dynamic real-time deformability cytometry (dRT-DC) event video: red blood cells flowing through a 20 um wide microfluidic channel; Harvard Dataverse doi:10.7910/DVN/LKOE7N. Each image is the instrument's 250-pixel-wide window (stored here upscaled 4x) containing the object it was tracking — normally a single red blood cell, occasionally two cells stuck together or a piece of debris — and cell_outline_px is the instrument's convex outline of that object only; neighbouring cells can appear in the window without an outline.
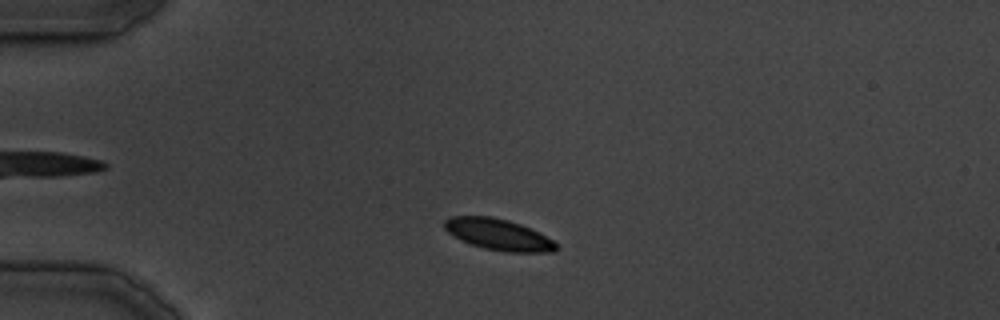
{"species": "common noctule bat (a hibernating species)", "species_latin": "Nyctalus noctula", "temperature_condition": "cold", "stored_images_in_passage": 35, "camera_frame_rate_fps": 3000, "um_per_image_px": 0.085, "animal": {"sex": "male", "body_mass_g": 19.5, "forearm_length_mm": 54.6}, "frame": {"image": 1, "passage_image": 6, "time_ms": 5.333, "image_size_px": [1000, 320], "cell_outline_px": [[560, 248], [556, 252], [504, 252], [484, 248], [460, 240], [448, 232], [444, 228], [444, 220], [452, 216], [492, 216], [508, 220], [520, 224], [540, 232], [552, 240]], "centroid_in_image_um": [42.39, 19.94], "position_along_channel_um": 42.6, "area_um2": 20.46}}
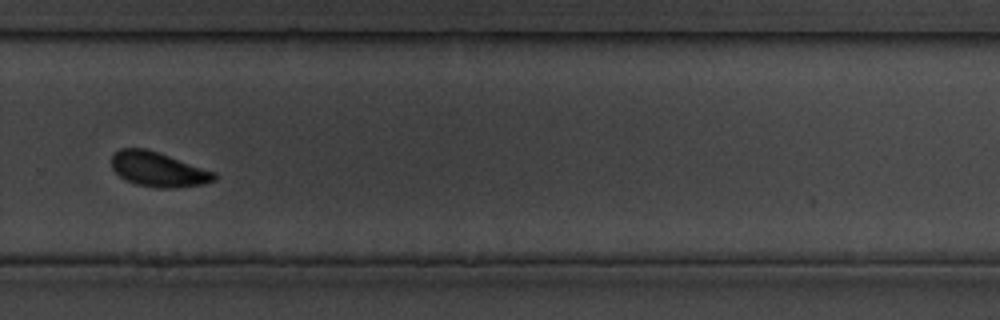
{"frame": {"image": 2, "passage_image": 24, "time_ms": 26.667, "image_size_px": [1000, 320], "cell_outline_px": [[216, 180], [200, 184], [168, 188], [160, 188], [136, 184], [120, 176], [112, 168], [112, 156], [120, 148], [144, 148], [160, 152], [216, 172]], "centroid_in_image_um": [13.46, 14.37], "position_along_channel_um": 316.3, "area_um2": 20.58}}
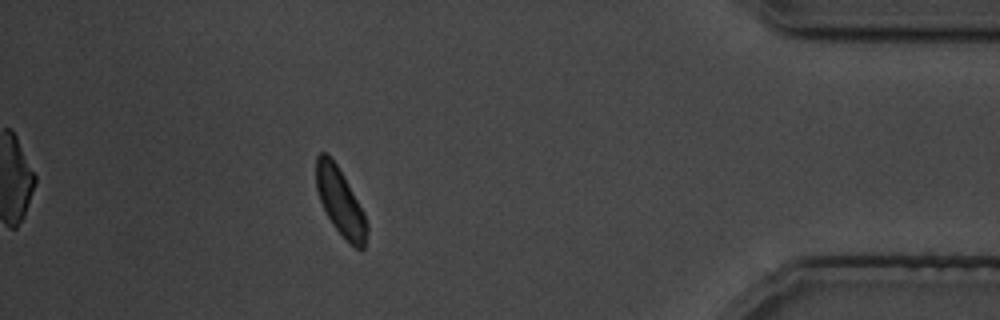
{"frame": {"image": 3, "passage_image": 31, "time_ms": 35.667, "image_size_px": [1000, 320], "cell_outline_px": [[368, 232], [364, 248], [360, 252], [332, 224], [320, 200], [316, 188], [316, 156], [320, 152], [324, 152], [336, 164], [356, 200], [364, 216], [368, 228]], "centroid_in_image_um": [28.91, 17.18], "position_along_channel_um": 406.3, "area_um2": 19.02}}